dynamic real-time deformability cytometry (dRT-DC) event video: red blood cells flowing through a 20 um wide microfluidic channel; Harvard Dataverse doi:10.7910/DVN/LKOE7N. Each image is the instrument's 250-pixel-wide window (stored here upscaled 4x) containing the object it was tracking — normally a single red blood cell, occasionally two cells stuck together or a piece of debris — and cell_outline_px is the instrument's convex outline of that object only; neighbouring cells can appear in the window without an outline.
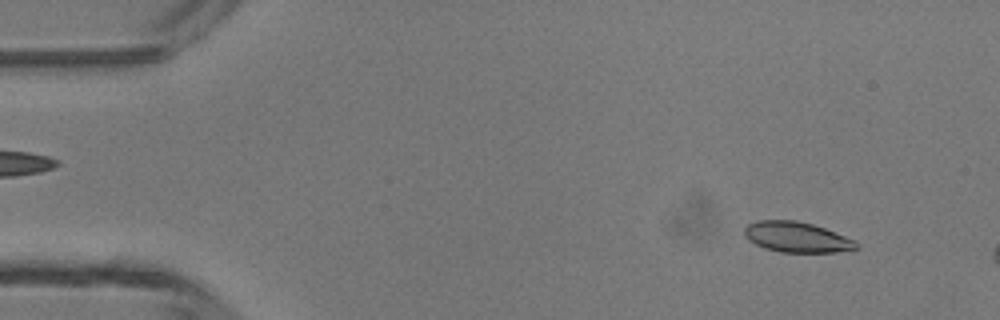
{"species": "common noctule bat (a hibernating species)", "species_latin": "Nyctalus noctula", "temperature_condition": "room temperature", "stored_images_in_passage": 9, "camera_frame_rate_fps": 3000, "um_per_image_px": 0.085, "animal": {"sex": "male", "body_mass_g": 13.3}, "frame": {"image": 1, "passage_image": 4, "time_ms": 1.0, "image_size_px": [1000, 320], "cell_outline_px": [[860, 248], [836, 252], [780, 252], [764, 248], [748, 240], [744, 236], [744, 228], [748, 224], [756, 220], [796, 220], [812, 224], [824, 228], [856, 240], [860, 244]], "centroid_in_image_um": [67.73, 20.15], "position_along_channel_um": 17.3, "area_um2": 20.0}}